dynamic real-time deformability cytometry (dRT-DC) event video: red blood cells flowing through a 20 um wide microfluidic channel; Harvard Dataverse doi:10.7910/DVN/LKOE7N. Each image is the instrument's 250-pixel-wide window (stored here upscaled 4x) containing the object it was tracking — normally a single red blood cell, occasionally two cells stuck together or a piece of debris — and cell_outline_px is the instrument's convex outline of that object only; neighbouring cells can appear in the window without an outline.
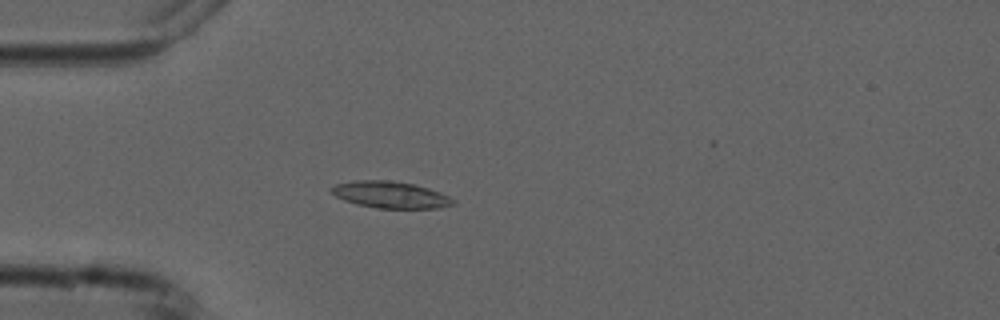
{"species": "common noctule bat (a hibernating species)", "species_latin": "Nyctalus noctula", "temperature_condition": "cold", "stored_images_in_passage": 5, "camera_frame_rate_fps": 3000, "um_per_image_px": 0.085, "animal": {"sex": "male", "forearm_length_mm": 52.5}, "frame": {"image": 1, "passage_image": 5, "time_ms": 4.667, "image_size_px": [1000, 320], "cell_outline_px": [[456, 204], [440, 208], [376, 208], [356, 204], [344, 200], [336, 196], [328, 188], [336, 184], [356, 180], [388, 180], [416, 184], [440, 192], [456, 200]], "centroid_in_image_um": [33.21, 16.55], "position_along_channel_um": 51.8, "area_um2": 19.07}}